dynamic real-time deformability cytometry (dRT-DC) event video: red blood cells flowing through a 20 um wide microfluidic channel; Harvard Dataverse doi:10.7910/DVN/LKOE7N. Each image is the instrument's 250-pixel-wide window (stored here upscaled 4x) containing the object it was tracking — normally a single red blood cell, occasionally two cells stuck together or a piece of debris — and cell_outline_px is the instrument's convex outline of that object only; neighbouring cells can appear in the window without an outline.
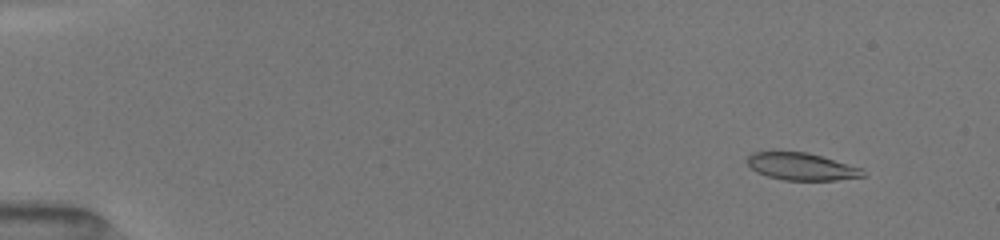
{"species": "common noctule bat (a hibernating species)", "species_latin": "Nyctalus noctula", "temperature_condition": "room temperature", "stored_images_in_passage": 35, "camera_frame_rate_fps": 3000, "um_per_image_px": 0.085, "animal": {"sex": "female", "body_mass_g": 19.5, "forearm_length_mm": 54.1}, "frame": {"image": 1, "passage_image": 7, "time_ms": 1.333, "image_size_px": [1000, 240], "cell_outline_px": [[868, 176], [836, 180], [784, 180], [768, 176], [756, 172], [748, 164], [748, 156], [752, 152], [804, 152], [820, 156], [864, 168]], "centroid_in_image_um": [68.19, 14.17], "position_along_channel_um": 16.8, "area_um2": 18.32}}
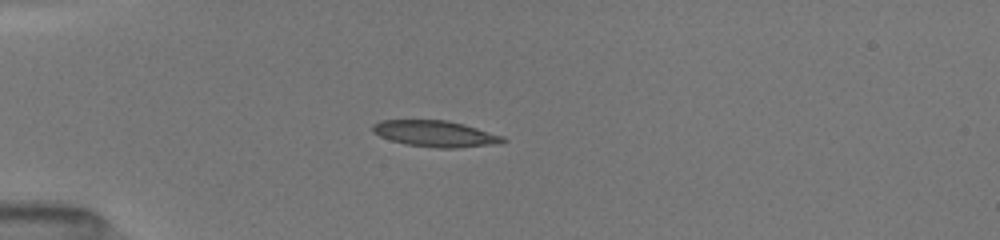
{"frame": {"image": 2, "passage_image": 31, "time_ms": 4.667, "image_size_px": [1000, 240], "cell_outline_px": [[508, 140], [500, 144], [456, 148], [436, 148], [404, 144], [380, 136], [372, 132], [372, 124], [380, 120], [444, 120], [464, 124], [504, 136]], "centroid_in_image_um": [37.02, 11.37], "position_along_channel_um": 48.0, "area_um2": 20.06}}